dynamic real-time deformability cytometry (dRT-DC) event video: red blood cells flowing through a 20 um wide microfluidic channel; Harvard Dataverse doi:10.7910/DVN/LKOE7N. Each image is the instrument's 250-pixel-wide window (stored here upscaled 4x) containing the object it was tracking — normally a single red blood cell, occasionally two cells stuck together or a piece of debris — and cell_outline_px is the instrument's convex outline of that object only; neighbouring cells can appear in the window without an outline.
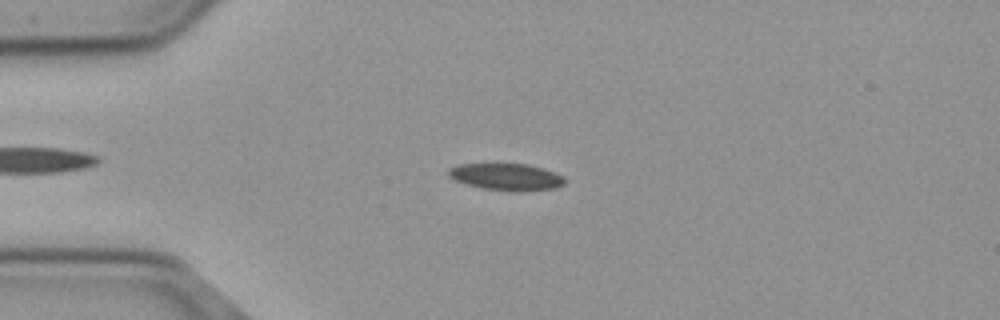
{"species": "common noctule bat (a hibernating species)", "species_latin": "Nyctalus noctula", "temperature_condition": "cold", "stored_images_in_passage": 54, "camera_frame_rate_fps": 3000, "um_per_image_px": 0.085, "animal": {"sex": "male", "body_mass_g": 23.1, "forearm_length_mm": 52.7}, "frame": {"image": 1, "passage_image": 12, "time_ms": 3.667, "image_size_px": [1000, 320], "cell_outline_px": [[564, 184], [556, 188], [520, 192], [516, 192], [484, 188], [452, 180], [448, 176], [448, 168], [460, 164], [528, 164], [552, 172], [560, 176], [564, 180]], "centroid_in_image_um": [42.99, 15.04], "position_along_channel_um": 42.0, "area_um2": 18.03}}
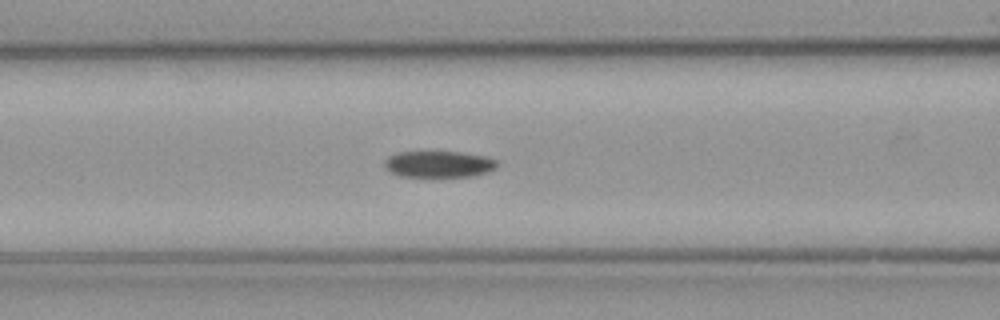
{"frame": {"image": 2, "passage_image": 21, "time_ms": 6.667, "image_size_px": [1000, 320], "cell_outline_px": [[496, 168], [488, 172], [472, 176], [400, 176], [388, 172], [384, 164], [384, 160], [388, 156], [396, 152], [460, 152], [484, 156], [496, 160]], "centroid_in_image_um": [37.25, 13.95], "position_along_channel_um": 129.4, "area_um2": 17.28}}
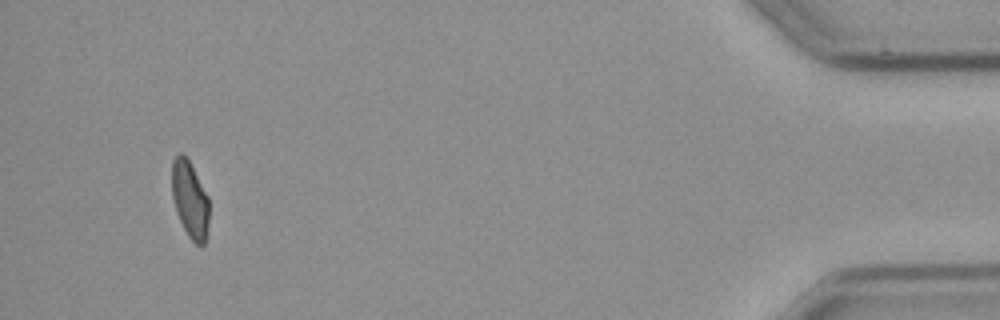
{"frame": {"image": 3, "passage_image": 51, "time_ms": 16.667, "image_size_px": [1000, 320], "cell_outline_px": [[208, 224], [204, 244], [196, 244], [188, 236], [176, 212], [172, 196], [172, 160], [180, 152], [188, 160], [208, 196]], "centroid_in_image_um": [16.13, 16.96], "position_along_channel_um": 419.1, "area_um2": 16.3}}